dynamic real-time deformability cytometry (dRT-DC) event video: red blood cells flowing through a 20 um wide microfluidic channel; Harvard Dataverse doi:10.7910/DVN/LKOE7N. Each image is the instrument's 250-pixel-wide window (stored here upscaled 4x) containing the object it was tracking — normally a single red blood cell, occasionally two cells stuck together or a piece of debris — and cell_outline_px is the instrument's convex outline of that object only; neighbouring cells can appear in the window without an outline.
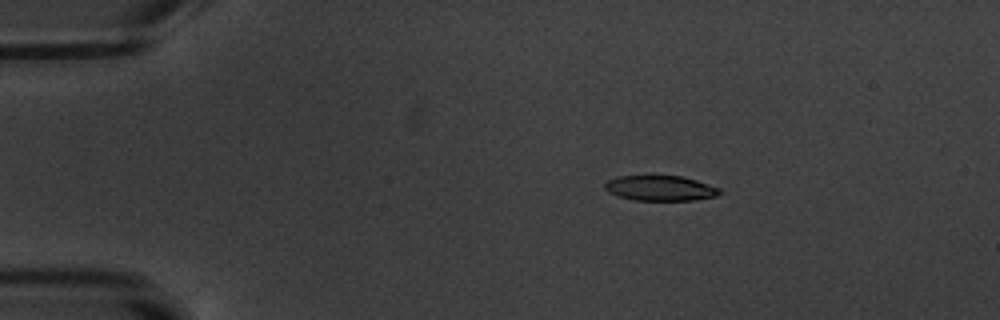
{"species": "common noctule bat (a hibernating species)", "species_latin": "Nyctalus noctula", "temperature_condition": "warm", "stored_images_in_passage": 4, "camera_frame_rate_fps": 3000, "um_per_image_px": 0.085, "animal": {"sex": "male", "body_mass_g": 20.1, "forearm_length_mm": 53.5}, "frame": {"image": 1, "passage_image": 2, "time_ms": 2.0, "image_size_px": [1000, 320], "cell_outline_px": [[724, 192], [716, 196], [692, 200], [632, 200], [608, 192], [604, 188], [604, 184], [608, 180], [616, 176], [680, 176], [696, 180], [720, 188]], "centroid_in_image_um": [56.13, 15.99], "position_along_channel_um": 28.9, "area_um2": 16.82}}